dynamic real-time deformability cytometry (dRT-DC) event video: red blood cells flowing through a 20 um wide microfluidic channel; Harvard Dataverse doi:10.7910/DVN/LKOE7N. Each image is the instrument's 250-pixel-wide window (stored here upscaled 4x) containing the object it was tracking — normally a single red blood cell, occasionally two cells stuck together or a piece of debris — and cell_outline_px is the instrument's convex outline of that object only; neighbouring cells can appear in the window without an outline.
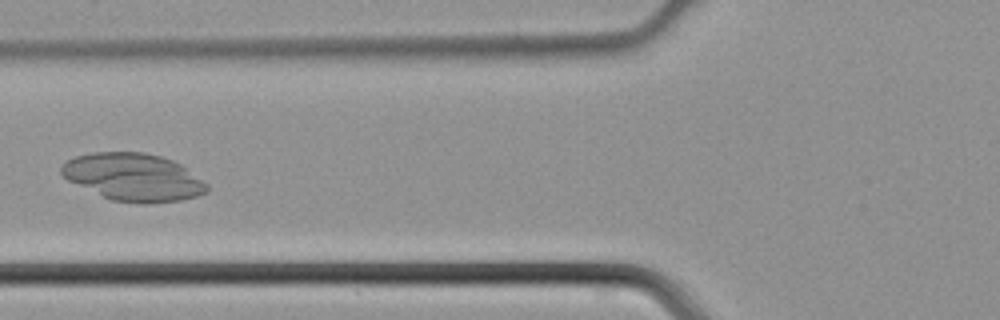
{"species": "common noctule bat (a hibernating species)", "species_latin": "Nyctalus noctula", "temperature_condition": "cold", "stored_images_in_passage": 27, "camera_frame_rate_fps": 3000, "um_per_image_px": 0.085, "animal": {"sex": "male", "body_mass_g": 21.5, "forearm_length_mm": 52.0}, "frame": {"image": 1, "passage_image": 4, "time_ms": 1.0, "image_size_px": [1000, 320], "cell_outline_px": [[208, 192], [196, 196], [180, 200], [148, 204], [144, 204], [112, 200], [68, 180], [60, 172], [60, 168], [68, 160], [76, 156], [92, 152], [144, 152], [160, 156], [172, 160], [180, 164], [208, 184]], "centroid_in_image_um": [11.36, 15.06], "position_along_channel_um": 114.4, "area_um2": 40.0}}
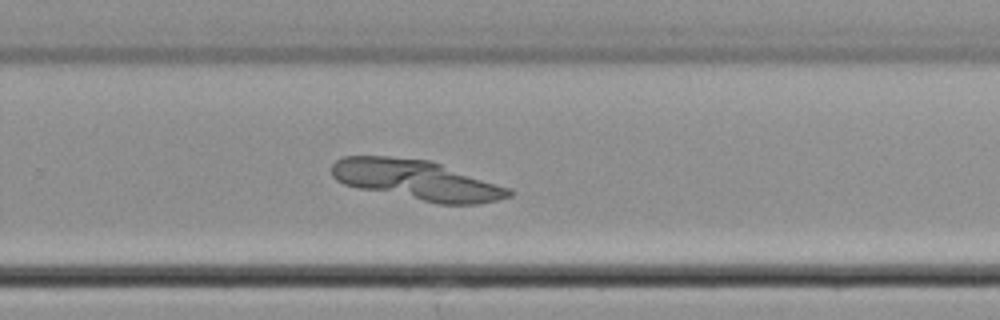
{"frame": {"image": 2, "passage_image": 16, "time_ms": 5.0, "image_size_px": [1000, 320], "cell_outline_px": [[512, 196], [480, 204], [440, 204], [360, 188], [344, 184], [336, 180], [332, 176], [332, 164], [336, 160], [344, 156], [388, 156], [428, 160], [440, 164], [508, 188], [512, 192]], "centroid_in_image_um": [35.38, 15.3], "position_along_channel_um": 294.4, "area_um2": 40.58}}
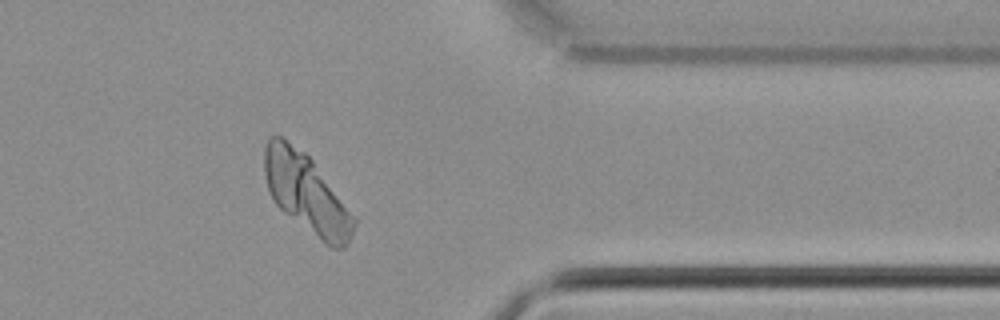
{"frame": {"image": 3, "passage_image": 23, "time_ms": 7.333, "image_size_px": [1000, 320], "cell_outline_px": [[356, 224], [344, 248], [332, 248], [324, 244], [284, 212], [276, 204], [268, 188], [264, 172], [264, 148], [268, 140], [272, 136], [280, 136], [304, 152], [312, 160], [356, 216]], "centroid_in_image_um": [26.07, 16.46], "position_along_channel_um": 385.3, "area_um2": 40.86}}